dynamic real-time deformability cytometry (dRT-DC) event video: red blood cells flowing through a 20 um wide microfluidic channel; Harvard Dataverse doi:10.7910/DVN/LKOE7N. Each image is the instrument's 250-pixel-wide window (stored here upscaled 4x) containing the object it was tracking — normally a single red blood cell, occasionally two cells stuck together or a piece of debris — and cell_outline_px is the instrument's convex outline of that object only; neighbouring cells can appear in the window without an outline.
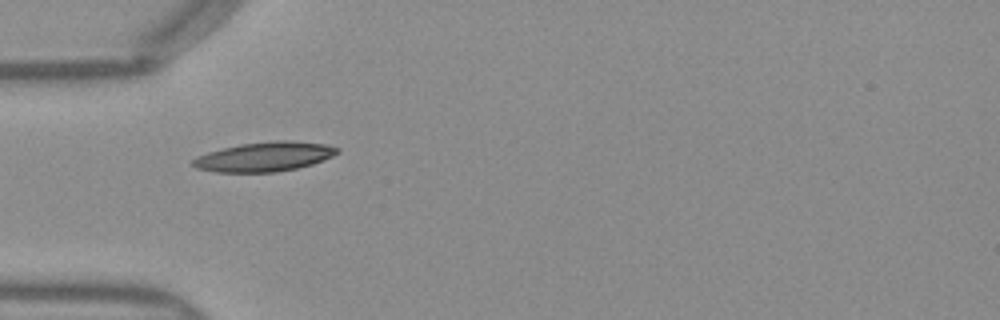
{"species": "Egyptian fruit bat (a non-hibernating species)", "species_latin": "Rousettus aegyptiacus", "temperature_condition": "warm", "stored_images_in_passage": 33, "camera_frame_rate_fps": 3000, "um_per_image_px": 0.085, "frame": {"image": 1, "passage_image": 1, "time_ms": 0.0, "image_size_px": [1000, 320], "cell_outline_px": [[340, 152], [332, 156], [312, 164], [296, 168], [276, 172], [216, 172], [196, 168], [192, 164], [192, 160], [196, 156], [208, 152], [240, 144], [276, 140], [288, 140], [328, 144], [340, 148]], "centroid_in_image_um": [22.5, 13.31], "position_along_channel_um": 62.5, "area_um2": 24.8}}
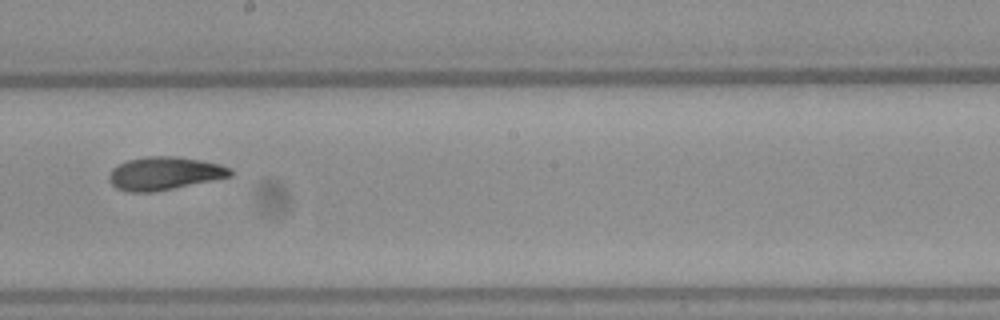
{"frame": {"image": 2, "passage_image": 14, "time_ms": 4.333, "image_size_px": [1000, 320], "cell_outline_px": [[232, 176], [152, 192], [128, 192], [116, 188], [108, 180], [108, 176], [112, 168], [116, 164], [128, 160], [148, 156], [176, 156], [200, 160], [220, 164], [232, 168]], "centroid_in_image_um": [13.94, 14.73], "position_along_channel_um": 234.3, "area_um2": 23.35}}
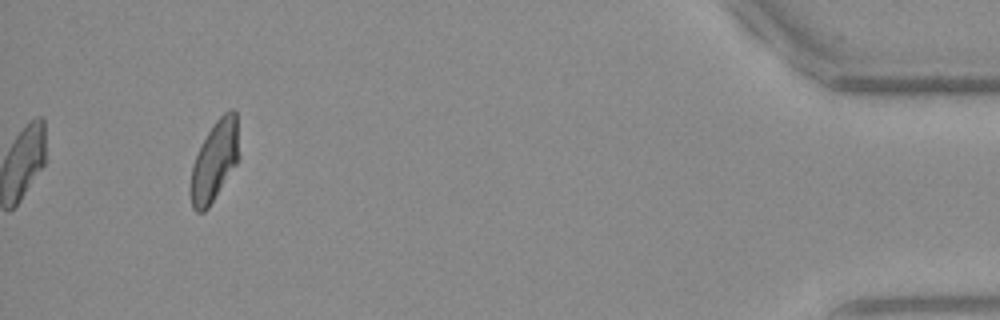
{"frame": {"image": 3, "passage_image": 33, "time_ms": 10.667, "image_size_px": [1000, 320], "cell_outline_px": [[236, 164], [208, 208], [204, 212], [196, 212], [192, 208], [188, 192], [188, 188], [192, 164], [208, 132], [216, 120], [224, 112], [232, 108], [236, 112]], "centroid_in_image_um": [18.15, 13.76], "position_along_channel_um": 417.1, "area_um2": 22.08}, "authors_computed_cell_mechanics": {"area_um2": 23.0622, "velocity_mm_per_s": 3.9901, "shape_relaxation_time_tau1_ms": 6.3727, "shape_relaxation_time_tau2_ms": 2.548, "deformation_change_tau1": 0.1916, "deformation_change_tau2": 0.0716}}